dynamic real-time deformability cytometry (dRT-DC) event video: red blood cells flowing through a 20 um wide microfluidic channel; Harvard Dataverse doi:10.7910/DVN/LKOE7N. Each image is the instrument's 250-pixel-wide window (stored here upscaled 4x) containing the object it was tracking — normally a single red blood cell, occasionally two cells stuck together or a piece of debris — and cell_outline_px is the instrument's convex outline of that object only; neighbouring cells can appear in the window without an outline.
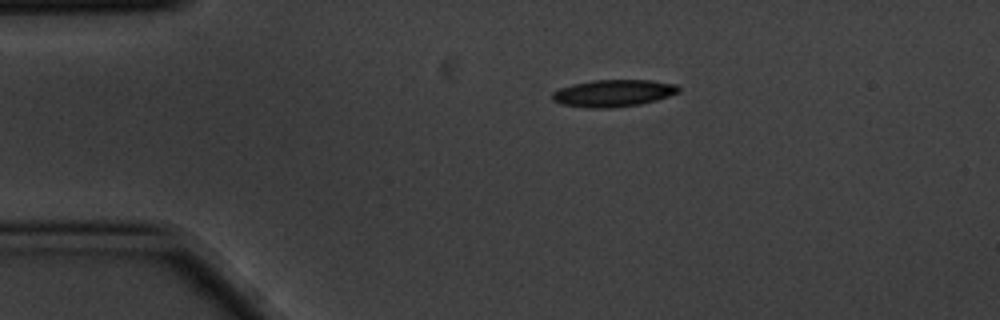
{"species": "common noctule bat (a hibernating species)", "species_latin": "Nyctalus noctula", "temperature_condition": "cold", "stored_images_in_passage": 3, "camera_frame_rate_fps": 3000, "um_per_image_px": 0.085, "animal": {"sex": "male", "body_mass_g": 20.1, "forearm_length_mm": 53.5}, "frame": {"image": 1, "passage_image": 1, "time_ms": 0.0, "image_size_px": [1000, 320], "cell_outline_px": [[680, 92], [656, 100], [640, 104], [608, 108], [588, 108], [560, 104], [552, 100], [552, 92], [560, 88], [572, 84], [592, 80], [652, 80], [676, 84], [680, 88]], "centroid_in_image_um": [52.12, 7.91], "position_along_channel_um": 32.9, "area_um2": 20.0}}
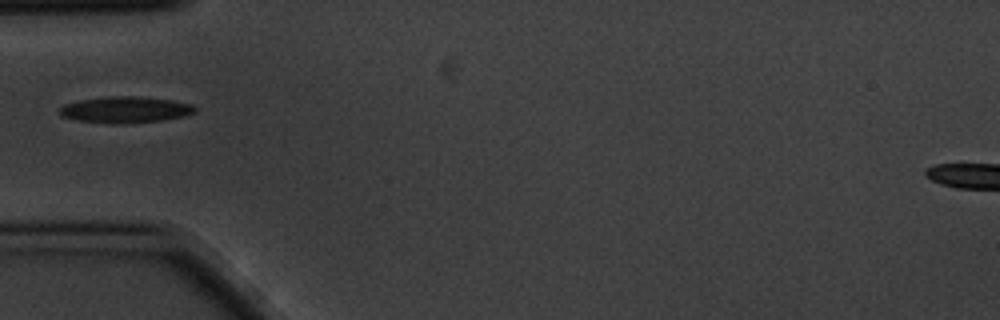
{"frame": {"image": 2, "passage_image": 3, "time_ms": 0.667, "image_size_px": [1000, 320], "cell_outline_px": [[196, 112], [184, 116], [160, 120], [124, 124], [108, 124], [76, 120], [60, 116], [60, 108], [64, 104], [80, 100], [108, 96], [136, 96], [172, 100], [192, 104], [196, 108]], "centroid_in_image_um": [10.64, 9.33], "position_along_channel_um": 74.4, "area_um2": 20.87}}